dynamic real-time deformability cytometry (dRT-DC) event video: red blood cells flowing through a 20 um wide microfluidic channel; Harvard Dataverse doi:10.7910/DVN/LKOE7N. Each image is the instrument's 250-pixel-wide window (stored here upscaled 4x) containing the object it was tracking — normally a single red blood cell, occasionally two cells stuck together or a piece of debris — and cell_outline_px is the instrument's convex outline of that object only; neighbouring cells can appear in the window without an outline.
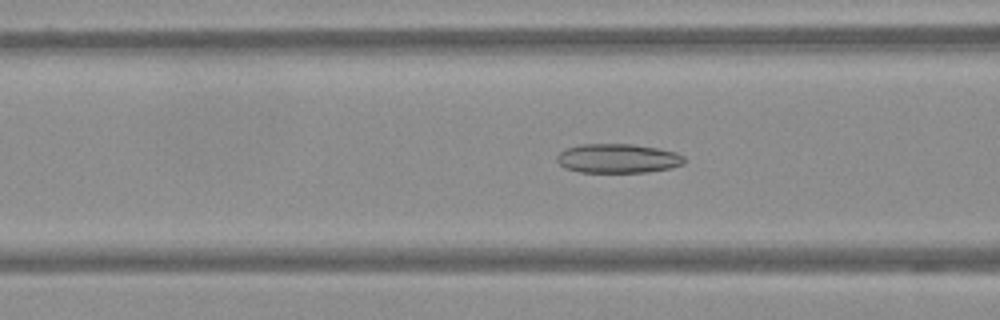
{"species": "Egyptian fruit bat (a non-hibernating species)", "species_latin": "Rousettus aegyptiacus", "temperature_condition": "warm", "stored_images_in_passage": 37, "camera_frame_rate_fps": 3000, "um_per_image_px": 0.085, "frame": {"image": 1, "passage_image": 9, "time_ms": 2.667, "image_size_px": [1000, 320], "cell_outline_px": [[684, 164], [668, 168], [648, 172], [580, 172], [564, 168], [556, 160], [556, 156], [564, 148], [580, 144], [632, 144], [660, 148], [676, 152], [684, 156]], "centroid_in_image_um": [52.49, 13.46], "position_along_channel_um": 114.1, "area_um2": 21.85}}
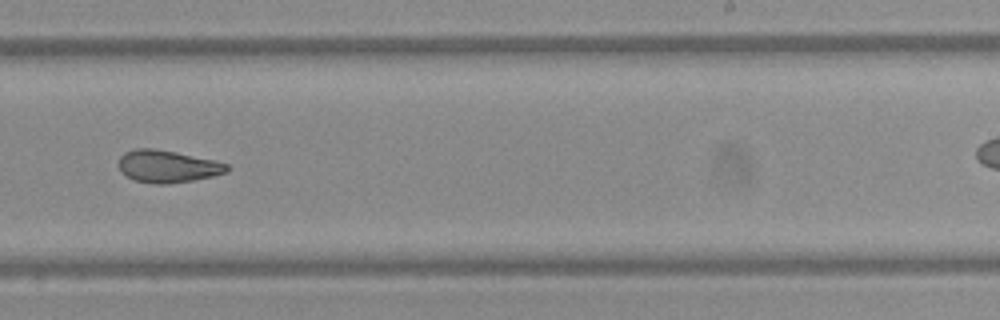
{"frame": {"image": 2, "passage_image": 23, "time_ms": 7.333, "image_size_px": [1000, 320], "cell_outline_px": [[228, 172], [212, 176], [192, 180], [168, 184], [156, 184], [136, 180], [120, 172], [120, 156], [124, 152], [136, 148], [152, 148], [176, 152], [212, 160], [228, 164]], "centroid_in_image_um": [14.23, 14.14], "position_along_channel_um": 274.8, "area_um2": 20.11}}
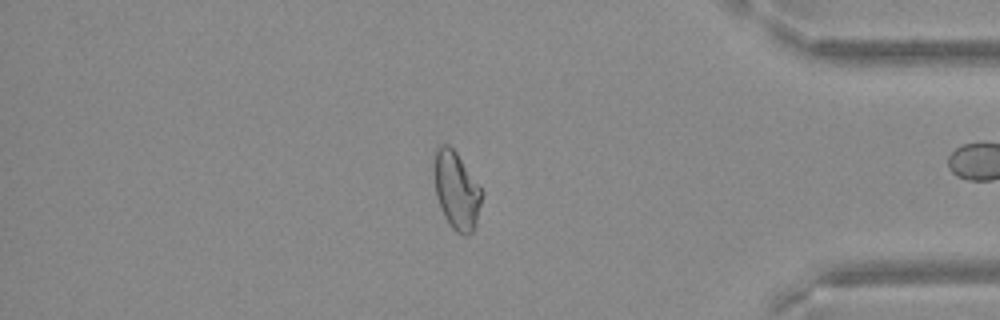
{"frame": {"image": 3, "passage_image": 36, "time_ms": 11.667, "image_size_px": [1000, 320], "cell_outline_px": [[484, 192], [476, 220], [472, 232], [464, 236], [456, 232], [452, 228], [444, 216], [440, 208], [436, 196], [432, 168], [432, 164], [436, 144], [448, 144], [456, 152]], "centroid_in_image_um": [38.75, 16.13], "position_along_channel_um": 396.4, "area_um2": 21.91}}